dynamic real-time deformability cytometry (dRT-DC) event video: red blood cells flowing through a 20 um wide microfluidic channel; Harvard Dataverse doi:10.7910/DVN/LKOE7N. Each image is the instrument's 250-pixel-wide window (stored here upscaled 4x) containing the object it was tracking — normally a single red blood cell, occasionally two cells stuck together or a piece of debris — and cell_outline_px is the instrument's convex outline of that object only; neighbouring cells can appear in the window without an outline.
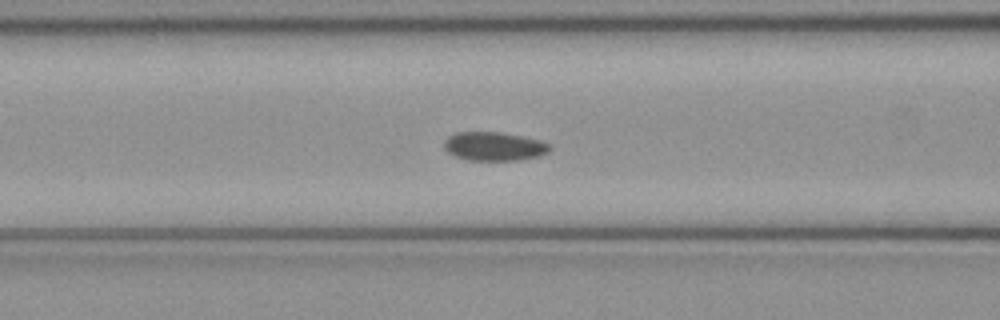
{"species": "common noctule bat (a hibernating species)", "species_latin": "Nyctalus noctula", "temperature_condition": "cold", "stored_images_in_passage": 30, "camera_frame_rate_fps": 3000, "um_per_image_px": 0.085, "animal": {"sex": "female", "body_mass_g": 21.9}, "frame": {"image": 1, "passage_image": 5, "time_ms": 1.333, "image_size_px": [1000, 320], "cell_outline_px": [[552, 148], [548, 152], [540, 156], [520, 160], [468, 160], [456, 156], [448, 152], [444, 148], [444, 140], [448, 136], [456, 132], [500, 132], [540, 140], [552, 144]], "centroid_in_image_um": [42.02, 12.44], "position_along_channel_um": 124.6, "area_um2": 17.8}}
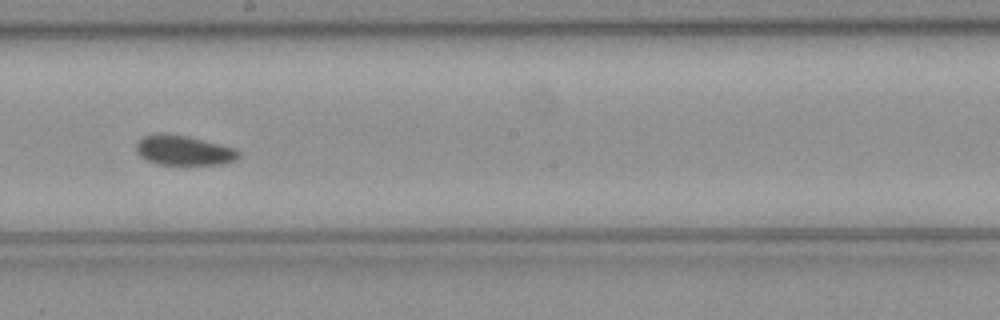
{"frame": {"image": 2, "passage_image": 13, "time_ms": 4.0, "image_size_px": [1000, 320], "cell_outline_px": [[240, 156], [236, 160], [220, 164], [156, 164], [140, 156], [136, 152], [136, 144], [144, 136], [160, 132], [188, 136], [236, 148], [240, 152]], "centroid_in_image_um": [15.62, 12.77], "position_along_channel_um": 232.6, "area_um2": 17.8}}
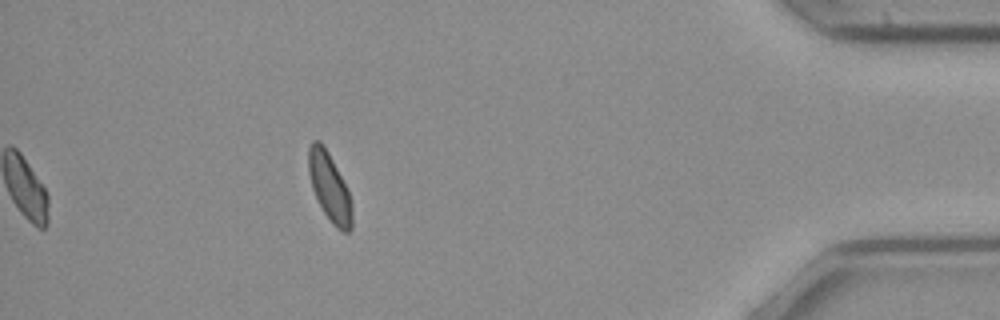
{"frame": {"image": 3, "passage_image": 30, "time_ms": 9.667, "image_size_px": [1000, 320], "cell_outline_px": [[352, 228], [348, 232], [344, 232], [336, 228], [332, 224], [324, 212], [312, 188], [308, 172], [308, 148], [312, 140], [320, 140], [324, 144], [348, 192], [352, 204]], "centroid_in_image_um": [27.99, 15.9], "position_along_channel_um": 407.2, "area_um2": 17.11}}